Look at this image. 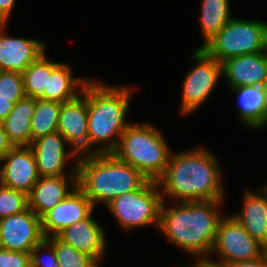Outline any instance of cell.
I'll return each instance as SVG.
<instances>
[{"mask_svg":"<svg viewBox=\"0 0 267 267\" xmlns=\"http://www.w3.org/2000/svg\"><path fill=\"white\" fill-rule=\"evenodd\" d=\"M221 172L214 154L204 147L171 153L164 174L157 180L162 200H225Z\"/></svg>","mask_w":267,"mask_h":267,"instance_id":"cell-1","label":"cell"},{"mask_svg":"<svg viewBox=\"0 0 267 267\" xmlns=\"http://www.w3.org/2000/svg\"><path fill=\"white\" fill-rule=\"evenodd\" d=\"M224 200L184 201L166 207L162 201L158 230L174 245L197 258L209 257ZM208 254V255H207Z\"/></svg>","mask_w":267,"mask_h":267,"instance_id":"cell-2","label":"cell"},{"mask_svg":"<svg viewBox=\"0 0 267 267\" xmlns=\"http://www.w3.org/2000/svg\"><path fill=\"white\" fill-rule=\"evenodd\" d=\"M133 89L109 86L98 80L87 82L88 154L112 153L116 149L120 136L130 124L126 116Z\"/></svg>","mask_w":267,"mask_h":267,"instance_id":"cell-3","label":"cell"},{"mask_svg":"<svg viewBox=\"0 0 267 267\" xmlns=\"http://www.w3.org/2000/svg\"><path fill=\"white\" fill-rule=\"evenodd\" d=\"M149 181L132 165L113 153L81 155L77 162V186L95 207L105 206L122 194L141 189Z\"/></svg>","mask_w":267,"mask_h":267,"instance_id":"cell-4","label":"cell"},{"mask_svg":"<svg viewBox=\"0 0 267 267\" xmlns=\"http://www.w3.org/2000/svg\"><path fill=\"white\" fill-rule=\"evenodd\" d=\"M112 153L149 180L157 181L164 174L172 152L159 129L149 123H130Z\"/></svg>","mask_w":267,"mask_h":267,"instance_id":"cell-5","label":"cell"},{"mask_svg":"<svg viewBox=\"0 0 267 267\" xmlns=\"http://www.w3.org/2000/svg\"><path fill=\"white\" fill-rule=\"evenodd\" d=\"M267 22L232 17L203 47L220 63L228 58L266 50Z\"/></svg>","mask_w":267,"mask_h":267,"instance_id":"cell-6","label":"cell"},{"mask_svg":"<svg viewBox=\"0 0 267 267\" xmlns=\"http://www.w3.org/2000/svg\"><path fill=\"white\" fill-rule=\"evenodd\" d=\"M162 201L157 181L149 180L141 189L122 194L106 206L126 231L151 224L158 229Z\"/></svg>","mask_w":267,"mask_h":267,"instance_id":"cell-7","label":"cell"},{"mask_svg":"<svg viewBox=\"0 0 267 267\" xmlns=\"http://www.w3.org/2000/svg\"><path fill=\"white\" fill-rule=\"evenodd\" d=\"M191 56L196 65L183 80L180 107L182 115L193 113L204 104L222 76V64L203 48H197Z\"/></svg>","mask_w":267,"mask_h":267,"instance_id":"cell-8","label":"cell"},{"mask_svg":"<svg viewBox=\"0 0 267 267\" xmlns=\"http://www.w3.org/2000/svg\"><path fill=\"white\" fill-rule=\"evenodd\" d=\"M218 254L216 262L230 264L253 260L263 256V245L254 239L233 217L223 216L218 223L212 252Z\"/></svg>","mask_w":267,"mask_h":267,"instance_id":"cell-9","label":"cell"},{"mask_svg":"<svg viewBox=\"0 0 267 267\" xmlns=\"http://www.w3.org/2000/svg\"><path fill=\"white\" fill-rule=\"evenodd\" d=\"M45 240L41 218L30 208L0 219V248L30 253Z\"/></svg>","mask_w":267,"mask_h":267,"instance_id":"cell-10","label":"cell"},{"mask_svg":"<svg viewBox=\"0 0 267 267\" xmlns=\"http://www.w3.org/2000/svg\"><path fill=\"white\" fill-rule=\"evenodd\" d=\"M87 83L76 98L63 102L59 112L57 131L63 135L79 156L88 154Z\"/></svg>","mask_w":267,"mask_h":267,"instance_id":"cell-11","label":"cell"},{"mask_svg":"<svg viewBox=\"0 0 267 267\" xmlns=\"http://www.w3.org/2000/svg\"><path fill=\"white\" fill-rule=\"evenodd\" d=\"M94 208L90 199L77 186L41 218L44 237L57 236L70 225L87 219Z\"/></svg>","mask_w":267,"mask_h":267,"instance_id":"cell-12","label":"cell"},{"mask_svg":"<svg viewBox=\"0 0 267 267\" xmlns=\"http://www.w3.org/2000/svg\"><path fill=\"white\" fill-rule=\"evenodd\" d=\"M66 144V139L58 131L31 142L29 147L35 155L40 177L67 176L64 173L66 162L71 158L78 161L79 155L73 149L67 152Z\"/></svg>","mask_w":267,"mask_h":267,"instance_id":"cell-13","label":"cell"},{"mask_svg":"<svg viewBox=\"0 0 267 267\" xmlns=\"http://www.w3.org/2000/svg\"><path fill=\"white\" fill-rule=\"evenodd\" d=\"M77 162L69 176L39 177L28 194L29 208L40 218L65 199L77 187Z\"/></svg>","mask_w":267,"mask_h":267,"instance_id":"cell-14","label":"cell"},{"mask_svg":"<svg viewBox=\"0 0 267 267\" xmlns=\"http://www.w3.org/2000/svg\"><path fill=\"white\" fill-rule=\"evenodd\" d=\"M222 75L227 78L229 88L243 86L267 87L266 50L231 57L221 62Z\"/></svg>","mask_w":267,"mask_h":267,"instance_id":"cell-15","label":"cell"},{"mask_svg":"<svg viewBox=\"0 0 267 267\" xmlns=\"http://www.w3.org/2000/svg\"><path fill=\"white\" fill-rule=\"evenodd\" d=\"M39 177L29 146H15L3 157V186L29 194Z\"/></svg>","mask_w":267,"mask_h":267,"instance_id":"cell-16","label":"cell"},{"mask_svg":"<svg viewBox=\"0 0 267 267\" xmlns=\"http://www.w3.org/2000/svg\"><path fill=\"white\" fill-rule=\"evenodd\" d=\"M5 26L0 24V69L22 74L46 51V45L37 39L10 37L4 33Z\"/></svg>","mask_w":267,"mask_h":267,"instance_id":"cell-17","label":"cell"},{"mask_svg":"<svg viewBox=\"0 0 267 267\" xmlns=\"http://www.w3.org/2000/svg\"><path fill=\"white\" fill-rule=\"evenodd\" d=\"M57 237L93 259H102L107 249L105 232L92 214L65 228Z\"/></svg>","mask_w":267,"mask_h":267,"instance_id":"cell-18","label":"cell"},{"mask_svg":"<svg viewBox=\"0 0 267 267\" xmlns=\"http://www.w3.org/2000/svg\"><path fill=\"white\" fill-rule=\"evenodd\" d=\"M261 189V190H260ZM244 192L242 210L233 216L262 245L267 242V185Z\"/></svg>","mask_w":267,"mask_h":267,"instance_id":"cell-19","label":"cell"},{"mask_svg":"<svg viewBox=\"0 0 267 267\" xmlns=\"http://www.w3.org/2000/svg\"><path fill=\"white\" fill-rule=\"evenodd\" d=\"M232 90L237 93L241 124L252 130L265 127L267 125V87L243 86Z\"/></svg>","mask_w":267,"mask_h":267,"instance_id":"cell-20","label":"cell"},{"mask_svg":"<svg viewBox=\"0 0 267 267\" xmlns=\"http://www.w3.org/2000/svg\"><path fill=\"white\" fill-rule=\"evenodd\" d=\"M34 109L35 99L25 96L14 104L13 110L2 121L7 138L14 147L31 144V119Z\"/></svg>","mask_w":267,"mask_h":267,"instance_id":"cell-21","label":"cell"},{"mask_svg":"<svg viewBox=\"0 0 267 267\" xmlns=\"http://www.w3.org/2000/svg\"><path fill=\"white\" fill-rule=\"evenodd\" d=\"M71 69L70 65L61 62L53 68L51 75H48L45 100L63 103L76 98L82 93L84 85L90 79L73 78Z\"/></svg>","mask_w":267,"mask_h":267,"instance_id":"cell-22","label":"cell"},{"mask_svg":"<svg viewBox=\"0 0 267 267\" xmlns=\"http://www.w3.org/2000/svg\"><path fill=\"white\" fill-rule=\"evenodd\" d=\"M230 0H202L201 30L203 48L233 17L230 11Z\"/></svg>","mask_w":267,"mask_h":267,"instance_id":"cell-23","label":"cell"},{"mask_svg":"<svg viewBox=\"0 0 267 267\" xmlns=\"http://www.w3.org/2000/svg\"><path fill=\"white\" fill-rule=\"evenodd\" d=\"M59 62L49 61L43 52L22 73L24 93L26 97L45 100V89H47L48 75Z\"/></svg>","mask_w":267,"mask_h":267,"instance_id":"cell-24","label":"cell"},{"mask_svg":"<svg viewBox=\"0 0 267 267\" xmlns=\"http://www.w3.org/2000/svg\"><path fill=\"white\" fill-rule=\"evenodd\" d=\"M61 104L58 101L35 100L34 114L31 119L32 141L57 132Z\"/></svg>","mask_w":267,"mask_h":267,"instance_id":"cell-25","label":"cell"},{"mask_svg":"<svg viewBox=\"0 0 267 267\" xmlns=\"http://www.w3.org/2000/svg\"><path fill=\"white\" fill-rule=\"evenodd\" d=\"M55 249L60 267H87L93 260L91 256L77 251L73 246L61 241L57 236L45 238Z\"/></svg>","mask_w":267,"mask_h":267,"instance_id":"cell-26","label":"cell"},{"mask_svg":"<svg viewBox=\"0 0 267 267\" xmlns=\"http://www.w3.org/2000/svg\"><path fill=\"white\" fill-rule=\"evenodd\" d=\"M29 208L28 194L0 186V219L20 213Z\"/></svg>","mask_w":267,"mask_h":267,"instance_id":"cell-27","label":"cell"},{"mask_svg":"<svg viewBox=\"0 0 267 267\" xmlns=\"http://www.w3.org/2000/svg\"><path fill=\"white\" fill-rule=\"evenodd\" d=\"M0 97L12 98L14 104L25 97L23 75L21 73L1 71Z\"/></svg>","mask_w":267,"mask_h":267,"instance_id":"cell-28","label":"cell"},{"mask_svg":"<svg viewBox=\"0 0 267 267\" xmlns=\"http://www.w3.org/2000/svg\"><path fill=\"white\" fill-rule=\"evenodd\" d=\"M43 249L48 250L47 255H40V251ZM31 255V267H60L58 260L56 258L54 247L45 239L40 244L36 245L32 251Z\"/></svg>","mask_w":267,"mask_h":267,"instance_id":"cell-29","label":"cell"},{"mask_svg":"<svg viewBox=\"0 0 267 267\" xmlns=\"http://www.w3.org/2000/svg\"><path fill=\"white\" fill-rule=\"evenodd\" d=\"M0 267H31V255L0 248Z\"/></svg>","mask_w":267,"mask_h":267,"instance_id":"cell-30","label":"cell"},{"mask_svg":"<svg viewBox=\"0 0 267 267\" xmlns=\"http://www.w3.org/2000/svg\"><path fill=\"white\" fill-rule=\"evenodd\" d=\"M16 0H0V24H7Z\"/></svg>","mask_w":267,"mask_h":267,"instance_id":"cell-31","label":"cell"},{"mask_svg":"<svg viewBox=\"0 0 267 267\" xmlns=\"http://www.w3.org/2000/svg\"><path fill=\"white\" fill-rule=\"evenodd\" d=\"M228 267H267V259L265 256H261L258 259L236 261L227 264Z\"/></svg>","mask_w":267,"mask_h":267,"instance_id":"cell-32","label":"cell"},{"mask_svg":"<svg viewBox=\"0 0 267 267\" xmlns=\"http://www.w3.org/2000/svg\"><path fill=\"white\" fill-rule=\"evenodd\" d=\"M13 147L7 138L3 123L0 122V157H4Z\"/></svg>","mask_w":267,"mask_h":267,"instance_id":"cell-33","label":"cell"},{"mask_svg":"<svg viewBox=\"0 0 267 267\" xmlns=\"http://www.w3.org/2000/svg\"><path fill=\"white\" fill-rule=\"evenodd\" d=\"M13 107L14 103L12 102V98L0 97V122L8 117Z\"/></svg>","mask_w":267,"mask_h":267,"instance_id":"cell-34","label":"cell"},{"mask_svg":"<svg viewBox=\"0 0 267 267\" xmlns=\"http://www.w3.org/2000/svg\"><path fill=\"white\" fill-rule=\"evenodd\" d=\"M189 267H228V266L226 264L216 262L215 260L210 259L209 257H204V258H197V262H195L193 266Z\"/></svg>","mask_w":267,"mask_h":267,"instance_id":"cell-35","label":"cell"},{"mask_svg":"<svg viewBox=\"0 0 267 267\" xmlns=\"http://www.w3.org/2000/svg\"><path fill=\"white\" fill-rule=\"evenodd\" d=\"M3 157H0V186H3Z\"/></svg>","mask_w":267,"mask_h":267,"instance_id":"cell-36","label":"cell"},{"mask_svg":"<svg viewBox=\"0 0 267 267\" xmlns=\"http://www.w3.org/2000/svg\"><path fill=\"white\" fill-rule=\"evenodd\" d=\"M101 259H93L88 265L87 267H100L98 266V263L100 262Z\"/></svg>","mask_w":267,"mask_h":267,"instance_id":"cell-37","label":"cell"},{"mask_svg":"<svg viewBox=\"0 0 267 267\" xmlns=\"http://www.w3.org/2000/svg\"><path fill=\"white\" fill-rule=\"evenodd\" d=\"M263 255L267 259V242L263 245Z\"/></svg>","mask_w":267,"mask_h":267,"instance_id":"cell-38","label":"cell"}]
</instances>
